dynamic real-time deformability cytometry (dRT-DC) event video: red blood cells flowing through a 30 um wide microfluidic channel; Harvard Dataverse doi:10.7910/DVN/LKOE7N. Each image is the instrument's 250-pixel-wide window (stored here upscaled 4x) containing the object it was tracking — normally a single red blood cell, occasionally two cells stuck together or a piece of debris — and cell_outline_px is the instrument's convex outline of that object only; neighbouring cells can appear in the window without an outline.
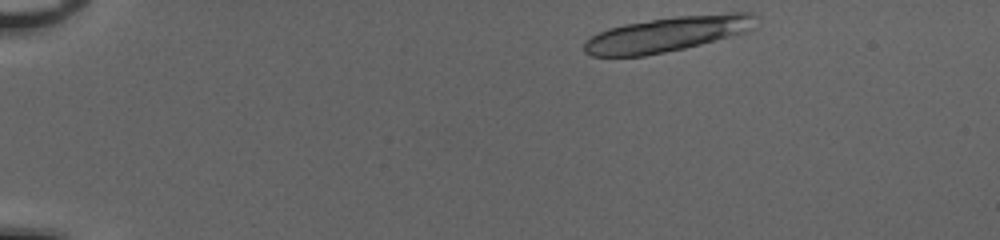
{"species": "common noctule bat (a hibernating species)", "species_latin": "Nyctalus noctula", "temperature_condition": "cold", "stored_images_in_passage": 14, "camera_frame_rate_fps": 3000, "um_per_image_px": 0.085, "animal": {"sex": "female", "body_mass_g": 20.0, "forearm_length_mm": 54.0}, "frame": {"image": 1, "passage_image": 1, "time_ms": 0.0, "image_size_px": [1000, 240], "cell_outline_px": [[760, 16], [756, 28], [744, 32], [700, 44], [684, 48], [644, 56], [592, 56], [584, 52], [584, 40], [608, 28], [624, 24], [676, 16], [728, 12], [756, 12]], "centroid_in_image_um": [56.81, 2.87], "position_along_channel_um": 28.2, "area_um2": 35.32}}